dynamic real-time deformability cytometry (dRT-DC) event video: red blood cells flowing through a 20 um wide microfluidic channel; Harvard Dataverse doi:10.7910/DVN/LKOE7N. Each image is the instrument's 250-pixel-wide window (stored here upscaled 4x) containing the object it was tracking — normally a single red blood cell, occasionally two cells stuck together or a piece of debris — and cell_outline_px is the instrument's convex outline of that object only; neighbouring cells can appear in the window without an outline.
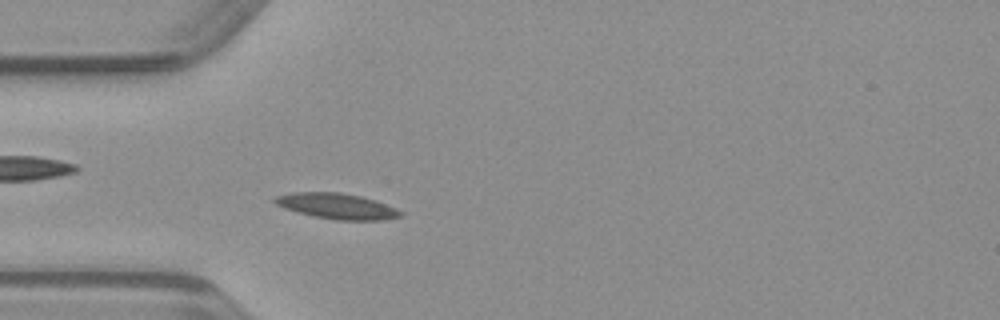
{"species": "common noctule bat (a hibernating species)", "species_latin": "Nyctalus noctula", "temperature_condition": "warm", "stored_images_in_passage": 40, "camera_frame_rate_fps": 3000, "um_per_image_px": 0.085, "animal": {"sex": "male", "body_mass_g": 23.1, "forearm_length_mm": 52.7}, "frame": {"image": 1, "passage_image": 5, "time_ms": 1.333, "image_size_px": [1000, 320], "cell_outline_px": [[404, 216], [384, 220], [336, 220], [312, 216], [284, 208], [276, 204], [272, 200], [276, 196], [292, 192], [340, 192], [360, 196], [376, 200], [396, 208], [404, 212]], "centroid_in_image_um": [28.67, 17.52], "position_along_channel_um": 56.3, "area_um2": 18.96}}
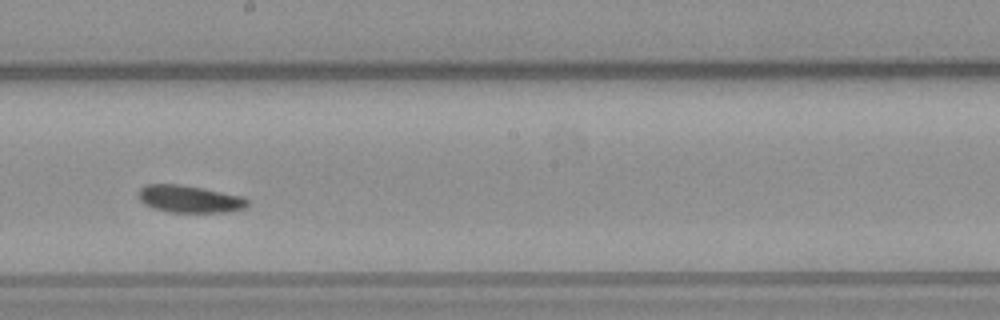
{"frame": {"image": 2, "passage_image": 18, "time_ms": 5.667, "image_size_px": [1000, 320], "cell_outline_px": [[248, 208], [228, 212], [168, 212], [152, 208], [144, 204], [140, 200], [140, 188], [148, 184], [180, 184], [204, 188], [244, 196], [248, 200]], "centroid_in_image_um": [16.17, 16.92], "position_along_channel_um": 232.0, "area_um2": 17.51}}
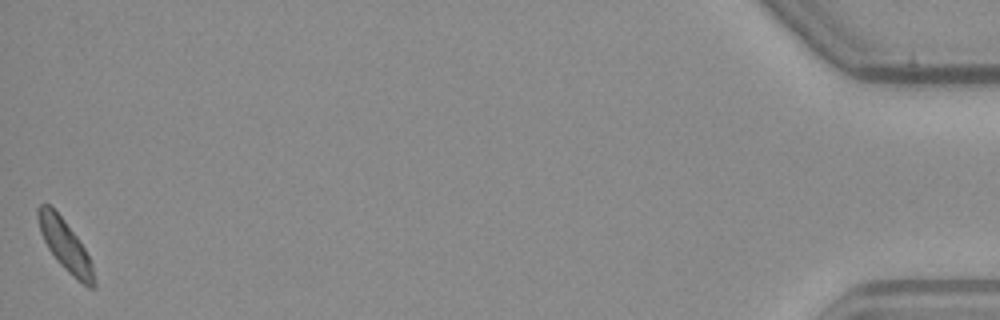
{"frame": {"image": 3, "passage_image": 40, "time_ms": 13.0, "image_size_px": [1000, 320], "cell_outline_px": [[96, 284], [92, 288], [88, 288], [76, 280], [56, 260], [48, 248], [40, 232], [36, 216], [36, 208], [40, 204], [48, 204], [64, 220], [76, 236], [84, 248], [92, 264], [96, 280]], "centroid_in_image_um": [5.54, 20.88], "position_along_channel_um": 429.7, "area_um2": 16.59}}